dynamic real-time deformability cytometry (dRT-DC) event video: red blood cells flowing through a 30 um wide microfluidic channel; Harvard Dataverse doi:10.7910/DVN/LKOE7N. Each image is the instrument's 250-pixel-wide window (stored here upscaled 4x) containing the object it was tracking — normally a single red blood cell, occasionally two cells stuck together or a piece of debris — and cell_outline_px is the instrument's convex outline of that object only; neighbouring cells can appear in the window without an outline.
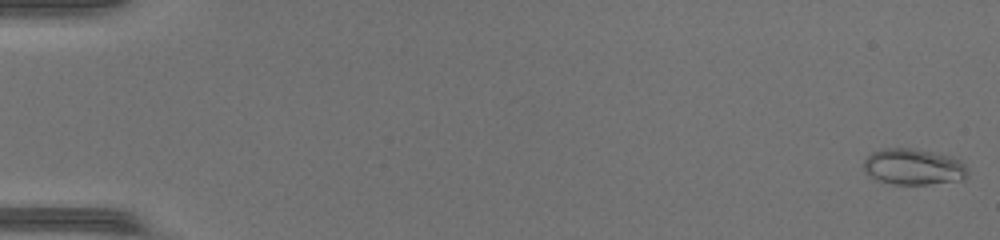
{"species": "common noctule bat (a hibernating species)", "species_latin": "Nyctalus noctula", "temperature_condition": "warm", "stored_images_in_passage": 48, "camera_frame_rate_fps": 3000, "um_per_image_px": 0.085, "animal": {"sex": "female", "body_mass_g": 17.0, "forearm_length_mm": 48.0}, "frame": {"image": 1, "passage_image": 1, "time_ms": 0.0, "image_size_px": [1000, 240], "cell_outline_px": [[968, 176], [964, 180], [928, 184], [892, 184], [876, 180], [864, 172], [864, 160], [872, 152], [884, 148], [908, 148], [932, 152], [948, 156], [960, 160], [968, 168]], "centroid_in_image_um": [77.65, 14.19], "position_along_channel_um": 7.4, "area_um2": 21.96}}
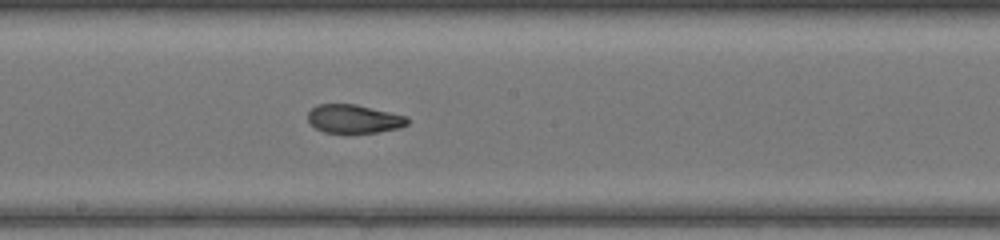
{"frame": {"image": 2, "passage_image": 28, "time_ms": 9.0, "image_size_px": [1000, 240], "cell_outline_px": [[408, 124], [400, 128], [376, 132], [324, 132], [316, 128], [308, 120], [308, 112], [316, 104], [356, 104], [408, 116]], "centroid_in_image_um": [30.1, 10.09], "position_along_channel_um": 218.1, "area_um2": 16.47}}
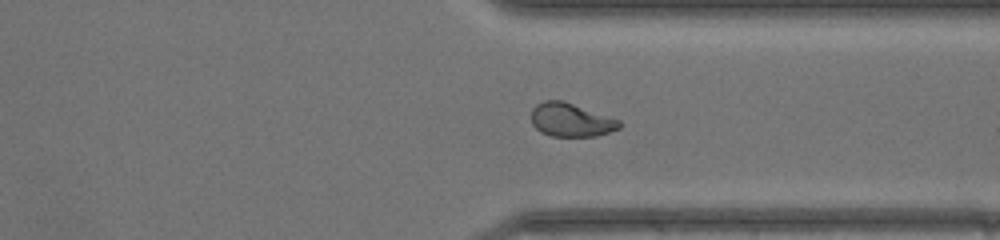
{"frame": {"image": 3, "passage_image": 38, "time_ms": 12.333, "image_size_px": [1000, 240], "cell_outline_px": [[620, 128], [596, 136], [552, 136], [540, 132], [532, 124], [532, 108], [536, 104], [544, 100], [564, 100], [620, 120]], "centroid_in_image_um": [48.51, 10.18], "position_along_channel_um": 362.9, "area_um2": 17.22}}